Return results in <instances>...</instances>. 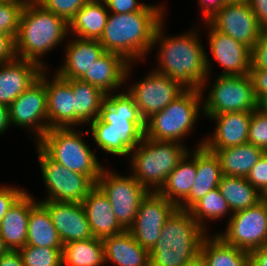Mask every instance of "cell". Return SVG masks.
Returning <instances> with one entry per match:
<instances>
[{"label":"cell","mask_w":267,"mask_h":266,"mask_svg":"<svg viewBox=\"0 0 267 266\" xmlns=\"http://www.w3.org/2000/svg\"><path fill=\"white\" fill-rule=\"evenodd\" d=\"M96 185L108 197L119 223L128 230L135 221L138 208L149 191L132 175L121 176L105 168L101 170Z\"/></svg>","instance_id":"9c48e42d"},{"label":"cell","mask_w":267,"mask_h":266,"mask_svg":"<svg viewBox=\"0 0 267 266\" xmlns=\"http://www.w3.org/2000/svg\"><path fill=\"white\" fill-rule=\"evenodd\" d=\"M48 211L63 244L94 237L82 203L39 201Z\"/></svg>","instance_id":"ac0fdd59"},{"label":"cell","mask_w":267,"mask_h":266,"mask_svg":"<svg viewBox=\"0 0 267 266\" xmlns=\"http://www.w3.org/2000/svg\"><path fill=\"white\" fill-rule=\"evenodd\" d=\"M163 6L146 4L140 11L109 13L98 40L107 52L122 55L128 62L144 60L151 49L157 27L163 21Z\"/></svg>","instance_id":"7a4b0ae2"},{"label":"cell","mask_w":267,"mask_h":266,"mask_svg":"<svg viewBox=\"0 0 267 266\" xmlns=\"http://www.w3.org/2000/svg\"><path fill=\"white\" fill-rule=\"evenodd\" d=\"M196 177L189 195L177 206L189 210L211 190L218 188L223 176L219 157L203 145L196 147Z\"/></svg>","instance_id":"603a6c76"},{"label":"cell","mask_w":267,"mask_h":266,"mask_svg":"<svg viewBox=\"0 0 267 266\" xmlns=\"http://www.w3.org/2000/svg\"><path fill=\"white\" fill-rule=\"evenodd\" d=\"M177 207L158 192H149L142 200L135 221L128 229L135 240L147 251H151L166 219Z\"/></svg>","instance_id":"9a60e30c"},{"label":"cell","mask_w":267,"mask_h":266,"mask_svg":"<svg viewBox=\"0 0 267 266\" xmlns=\"http://www.w3.org/2000/svg\"><path fill=\"white\" fill-rule=\"evenodd\" d=\"M69 32L66 20L45 10L35 0H27L15 37L16 58L33 61L46 69L42 56L62 43Z\"/></svg>","instance_id":"3957f363"},{"label":"cell","mask_w":267,"mask_h":266,"mask_svg":"<svg viewBox=\"0 0 267 266\" xmlns=\"http://www.w3.org/2000/svg\"><path fill=\"white\" fill-rule=\"evenodd\" d=\"M200 256L206 266H249V253L227 244L217 234L204 238Z\"/></svg>","instance_id":"1f68e13d"},{"label":"cell","mask_w":267,"mask_h":266,"mask_svg":"<svg viewBox=\"0 0 267 266\" xmlns=\"http://www.w3.org/2000/svg\"><path fill=\"white\" fill-rule=\"evenodd\" d=\"M72 90L74 95V127L89 124L100 115L102 103L105 101V93L97 87L72 79Z\"/></svg>","instance_id":"f546056e"},{"label":"cell","mask_w":267,"mask_h":266,"mask_svg":"<svg viewBox=\"0 0 267 266\" xmlns=\"http://www.w3.org/2000/svg\"><path fill=\"white\" fill-rule=\"evenodd\" d=\"M18 252L24 266H62V248L25 245Z\"/></svg>","instance_id":"74e56055"},{"label":"cell","mask_w":267,"mask_h":266,"mask_svg":"<svg viewBox=\"0 0 267 266\" xmlns=\"http://www.w3.org/2000/svg\"><path fill=\"white\" fill-rule=\"evenodd\" d=\"M207 236L188 210L176 208L166 219L158 241L149 252L150 266H183L200 256Z\"/></svg>","instance_id":"277c9868"},{"label":"cell","mask_w":267,"mask_h":266,"mask_svg":"<svg viewBox=\"0 0 267 266\" xmlns=\"http://www.w3.org/2000/svg\"><path fill=\"white\" fill-rule=\"evenodd\" d=\"M201 111L204 115L247 111L258 108V100L249 74L240 76L218 75L212 83Z\"/></svg>","instance_id":"ba28073f"},{"label":"cell","mask_w":267,"mask_h":266,"mask_svg":"<svg viewBox=\"0 0 267 266\" xmlns=\"http://www.w3.org/2000/svg\"><path fill=\"white\" fill-rule=\"evenodd\" d=\"M261 201H264L267 203V186L265 189L260 193Z\"/></svg>","instance_id":"6f0895ef"},{"label":"cell","mask_w":267,"mask_h":266,"mask_svg":"<svg viewBox=\"0 0 267 266\" xmlns=\"http://www.w3.org/2000/svg\"><path fill=\"white\" fill-rule=\"evenodd\" d=\"M88 3H105L107 0H86Z\"/></svg>","instance_id":"680465c9"},{"label":"cell","mask_w":267,"mask_h":266,"mask_svg":"<svg viewBox=\"0 0 267 266\" xmlns=\"http://www.w3.org/2000/svg\"><path fill=\"white\" fill-rule=\"evenodd\" d=\"M82 205L94 237L103 239L126 230L116 218L108 197L97 185L89 191Z\"/></svg>","instance_id":"cb8c5ba5"},{"label":"cell","mask_w":267,"mask_h":266,"mask_svg":"<svg viewBox=\"0 0 267 266\" xmlns=\"http://www.w3.org/2000/svg\"><path fill=\"white\" fill-rule=\"evenodd\" d=\"M27 0H0V31L14 39L18 33L20 16Z\"/></svg>","instance_id":"f35d334b"},{"label":"cell","mask_w":267,"mask_h":266,"mask_svg":"<svg viewBox=\"0 0 267 266\" xmlns=\"http://www.w3.org/2000/svg\"><path fill=\"white\" fill-rule=\"evenodd\" d=\"M7 251H8V248L4 244V241L2 240L1 235H0V256L3 255Z\"/></svg>","instance_id":"9f6ffc18"},{"label":"cell","mask_w":267,"mask_h":266,"mask_svg":"<svg viewBox=\"0 0 267 266\" xmlns=\"http://www.w3.org/2000/svg\"><path fill=\"white\" fill-rule=\"evenodd\" d=\"M105 264L116 266H150L149 251L144 249L129 230L102 239Z\"/></svg>","instance_id":"4316f807"},{"label":"cell","mask_w":267,"mask_h":266,"mask_svg":"<svg viewBox=\"0 0 267 266\" xmlns=\"http://www.w3.org/2000/svg\"><path fill=\"white\" fill-rule=\"evenodd\" d=\"M105 4L109 12L117 14L140 11L146 5L138 0H107Z\"/></svg>","instance_id":"f6af8a7d"},{"label":"cell","mask_w":267,"mask_h":266,"mask_svg":"<svg viewBox=\"0 0 267 266\" xmlns=\"http://www.w3.org/2000/svg\"><path fill=\"white\" fill-rule=\"evenodd\" d=\"M251 115L252 112L247 111L205 115L210 120L216 121V128L210 138L202 139L196 147L203 145L206 149L215 153L218 149L248 143Z\"/></svg>","instance_id":"ffe728a7"},{"label":"cell","mask_w":267,"mask_h":266,"mask_svg":"<svg viewBox=\"0 0 267 266\" xmlns=\"http://www.w3.org/2000/svg\"><path fill=\"white\" fill-rule=\"evenodd\" d=\"M224 233H218L227 244L248 253L267 244V203L231 214Z\"/></svg>","instance_id":"7c38bea8"},{"label":"cell","mask_w":267,"mask_h":266,"mask_svg":"<svg viewBox=\"0 0 267 266\" xmlns=\"http://www.w3.org/2000/svg\"><path fill=\"white\" fill-rule=\"evenodd\" d=\"M248 143L267 152V114L258 108L251 115Z\"/></svg>","instance_id":"ab89813d"},{"label":"cell","mask_w":267,"mask_h":266,"mask_svg":"<svg viewBox=\"0 0 267 266\" xmlns=\"http://www.w3.org/2000/svg\"><path fill=\"white\" fill-rule=\"evenodd\" d=\"M208 41L213 58L224 69L221 76H240L249 74L251 49L243 43L215 29L208 21Z\"/></svg>","instance_id":"e0dca14e"},{"label":"cell","mask_w":267,"mask_h":266,"mask_svg":"<svg viewBox=\"0 0 267 266\" xmlns=\"http://www.w3.org/2000/svg\"><path fill=\"white\" fill-rule=\"evenodd\" d=\"M45 10L53 12L68 23L76 13L87 3L86 0H35Z\"/></svg>","instance_id":"60d3db41"},{"label":"cell","mask_w":267,"mask_h":266,"mask_svg":"<svg viewBox=\"0 0 267 266\" xmlns=\"http://www.w3.org/2000/svg\"><path fill=\"white\" fill-rule=\"evenodd\" d=\"M260 28L267 31V0H251L249 2Z\"/></svg>","instance_id":"681fc988"},{"label":"cell","mask_w":267,"mask_h":266,"mask_svg":"<svg viewBox=\"0 0 267 266\" xmlns=\"http://www.w3.org/2000/svg\"><path fill=\"white\" fill-rule=\"evenodd\" d=\"M89 128L95 144L101 150L114 156H129L131 150L121 141L115 130L108 128L107 123L97 118L90 123Z\"/></svg>","instance_id":"8d00e7d4"},{"label":"cell","mask_w":267,"mask_h":266,"mask_svg":"<svg viewBox=\"0 0 267 266\" xmlns=\"http://www.w3.org/2000/svg\"><path fill=\"white\" fill-rule=\"evenodd\" d=\"M196 173L195 148L193 152L188 151L179 161L176 168L167 176L158 193L177 207L189 195Z\"/></svg>","instance_id":"83f0119b"},{"label":"cell","mask_w":267,"mask_h":266,"mask_svg":"<svg viewBox=\"0 0 267 266\" xmlns=\"http://www.w3.org/2000/svg\"><path fill=\"white\" fill-rule=\"evenodd\" d=\"M26 245L49 248L63 247L48 211L39 202L30 210Z\"/></svg>","instance_id":"d6a6232c"},{"label":"cell","mask_w":267,"mask_h":266,"mask_svg":"<svg viewBox=\"0 0 267 266\" xmlns=\"http://www.w3.org/2000/svg\"><path fill=\"white\" fill-rule=\"evenodd\" d=\"M15 58V39L0 31V63L11 62Z\"/></svg>","instance_id":"7dc6e473"},{"label":"cell","mask_w":267,"mask_h":266,"mask_svg":"<svg viewBox=\"0 0 267 266\" xmlns=\"http://www.w3.org/2000/svg\"><path fill=\"white\" fill-rule=\"evenodd\" d=\"M249 266H267V244L249 253Z\"/></svg>","instance_id":"f907efd6"},{"label":"cell","mask_w":267,"mask_h":266,"mask_svg":"<svg viewBox=\"0 0 267 266\" xmlns=\"http://www.w3.org/2000/svg\"><path fill=\"white\" fill-rule=\"evenodd\" d=\"M8 106L0 103V135L10 126Z\"/></svg>","instance_id":"f5cc1de1"},{"label":"cell","mask_w":267,"mask_h":266,"mask_svg":"<svg viewBox=\"0 0 267 266\" xmlns=\"http://www.w3.org/2000/svg\"><path fill=\"white\" fill-rule=\"evenodd\" d=\"M105 3H86L69 22V32L81 39L99 40L109 15Z\"/></svg>","instance_id":"4dcf8cb0"},{"label":"cell","mask_w":267,"mask_h":266,"mask_svg":"<svg viewBox=\"0 0 267 266\" xmlns=\"http://www.w3.org/2000/svg\"><path fill=\"white\" fill-rule=\"evenodd\" d=\"M27 191L6 212L0 223V235L8 250L26 245L30 210L39 202Z\"/></svg>","instance_id":"484cf974"},{"label":"cell","mask_w":267,"mask_h":266,"mask_svg":"<svg viewBox=\"0 0 267 266\" xmlns=\"http://www.w3.org/2000/svg\"><path fill=\"white\" fill-rule=\"evenodd\" d=\"M62 266H105L102 239L92 237L63 244Z\"/></svg>","instance_id":"836d02e7"},{"label":"cell","mask_w":267,"mask_h":266,"mask_svg":"<svg viewBox=\"0 0 267 266\" xmlns=\"http://www.w3.org/2000/svg\"><path fill=\"white\" fill-rule=\"evenodd\" d=\"M74 127H55L36 143L51 159L68 170L88 176L95 184L104 166Z\"/></svg>","instance_id":"8992f818"},{"label":"cell","mask_w":267,"mask_h":266,"mask_svg":"<svg viewBox=\"0 0 267 266\" xmlns=\"http://www.w3.org/2000/svg\"><path fill=\"white\" fill-rule=\"evenodd\" d=\"M98 118L115 130L130 150L135 149L144 138L145 120L127 91L106 94Z\"/></svg>","instance_id":"8fae6325"},{"label":"cell","mask_w":267,"mask_h":266,"mask_svg":"<svg viewBox=\"0 0 267 266\" xmlns=\"http://www.w3.org/2000/svg\"><path fill=\"white\" fill-rule=\"evenodd\" d=\"M204 22L209 21L230 0H198Z\"/></svg>","instance_id":"c3c4849f"},{"label":"cell","mask_w":267,"mask_h":266,"mask_svg":"<svg viewBox=\"0 0 267 266\" xmlns=\"http://www.w3.org/2000/svg\"><path fill=\"white\" fill-rule=\"evenodd\" d=\"M104 52L98 40L75 37L67 41L64 62L56 73L64 79H80Z\"/></svg>","instance_id":"d4e9b609"},{"label":"cell","mask_w":267,"mask_h":266,"mask_svg":"<svg viewBox=\"0 0 267 266\" xmlns=\"http://www.w3.org/2000/svg\"><path fill=\"white\" fill-rule=\"evenodd\" d=\"M26 192L14 186H0V223L6 212L15 204V202Z\"/></svg>","instance_id":"ee69618b"},{"label":"cell","mask_w":267,"mask_h":266,"mask_svg":"<svg viewBox=\"0 0 267 266\" xmlns=\"http://www.w3.org/2000/svg\"><path fill=\"white\" fill-rule=\"evenodd\" d=\"M183 266H206L204 260L199 256L197 259L184 264Z\"/></svg>","instance_id":"11a10c76"},{"label":"cell","mask_w":267,"mask_h":266,"mask_svg":"<svg viewBox=\"0 0 267 266\" xmlns=\"http://www.w3.org/2000/svg\"><path fill=\"white\" fill-rule=\"evenodd\" d=\"M251 0H230V2L249 3Z\"/></svg>","instance_id":"91938a15"},{"label":"cell","mask_w":267,"mask_h":266,"mask_svg":"<svg viewBox=\"0 0 267 266\" xmlns=\"http://www.w3.org/2000/svg\"><path fill=\"white\" fill-rule=\"evenodd\" d=\"M44 69L40 79L45 83L47 95L48 130L55 127L74 126V95L72 79H64L54 73L49 81Z\"/></svg>","instance_id":"d6986e66"},{"label":"cell","mask_w":267,"mask_h":266,"mask_svg":"<svg viewBox=\"0 0 267 266\" xmlns=\"http://www.w3.org/2000/svg\"><path fill=\"white\" fill-rule=\"evenodd\" d=\"M218 188L231 213L245 210L261 201L260 192L246 178L223 175Z\"/></svg>","instance_id":"e575fe53"},{"label":"cell","mask_w":267,"mask_h":266,"mask_svg":"<svg viewBox=\"0 0 267 266\" xmlns=\"http://www.w3.org/2000/svg\"><path fill=\"white\" fill-rule=\"evenodd\" d=\"M43 70L39 64L20 58L0 63V103L9 106L39 79Z\"/></svg>","instance_id":"7402d4cb"},{"label":"cell","mask_w":267,"mask_h":266,"mask_svg":"<svg viewBox=\"0 0 267 266\" xmlns=\"http://www.w3.org/2000/svg\"><path fill=\"white\" fill-rule=\"evenodd\" d=\"M208 22L250 49L263 32L249 3L228 2Z\"/></svg>","instance_id":"2e32d148"},{"label":"cell","mask_w":267,"mask_h":266,"mask_svg":"<svg viewBox=\"0 0 267 266\" xmlns=\"http://www.w3.org/2000/svg\"><path fill=\"white\" fill-rule=\"evenodd\" d=\"M130 65L122 55L105 51L79 80L110 94L128 80Z\"/></svg>","instance_id":"44dd1931"},{"label":"cell","mask_w":267,"mask_h":266,"mask_svg":"<svg viewBox=\"0 0 267 266\" xmlns=\"http://www.w3.org/2000/svg\"><path fill=\"white\" fill-rule=\"evenodd\" d=\"M37 157L48 197L42 201L82 203L96 185L88 176L68 170L51 159L38 145Z\"/></svg>","instance_id":"30bf717a"},{"label":"cell","mask_w":267,"mask_h":266,"mask_svg":"<svg viewBox=\"0 0 267 266\" xmlns=\"http://www.w3.org/2000/svg\"><path fill=\"white\" fill-rule=\"evenodd\" d=\"M202 95L204 93L200 89H185L168 106L145 121L144 136L152 140L183 143L180 140L192 133L203 108Z\"/></svg>","instance_id":"52a82bcc"},{"label":"cell","mask_w":267,"mask_h":266,"mask_svg":"<svg viewBox=\"0 0 267 266\" xmlns=\"http://www.w3.org/2000/svg\"><path fill=\"white\" fill-rule=\"evenodd\" d=\"M128 89L127 92L134 98L145 121L163 110L185 90L178 82L154 70Z\"/></svg>","instance_id":"4fadbf2b"},{"label":"cell","mask_w":267,"mask_h":266,"mask_svg":"<svg viewBox=\"0 0 267 266\" xmlns=\"http://www.w3.org/2000/svg\"><path fill=\"white\" fill-rule=\"evenodd\" d=\"M266 152L251 143L218 149L222 173L225 176L246 178L252 167Z\"/></svg>","instance_id":"f1b7e54d"},{"label":"cell","mask_w":267,"mask_h":266,"mask_svg":"<svg viewBox=\"0 0 267 266\" xmlns=\"http://www.w3.org/2000/svg\"><path fill=\"white\" fill-rule=\"evenodd\" d=\"M258 109L267 114V95L258 101Z\"/></svg>","instance_id":"db71d44e"},{"label":"cell","mask_w":267,"mask_h":266,"mask_svg":"<svg viewBox=\"0 0 267 266\" xmlns=\"http://www.w3.org/2000/svg\"><path fill=\"white\" fill-rule=\"evenodd\" d=\"M250 69H267V31L261 33L260 38L251 49Z\"/></svg>","instance_id":"7bdbcfd3"},{"label":"cell","mask_w":267,"mask_h":266,"mask_svg":"<svg viewBox=\"0 0 267 266\" xmlns=\"http://www.w3.org/2000/svg\"><path fill=\"white\" fill-rule=\"evenodd\" d=\"M11 125L33 130L36 143L48 130L45 83L39 78L9 106Z\"/></svg>","instance_id":"5bb4252c"},{"label":"cell","mask_w":267,"mask_h":266,"mask_svg":"<svg viewBox=\"0 0 267 266\" xmlns=\"http://www.w3.org/2000/svg\"><path fill=\"white\" fill-rule=\"evenodd\" d=\"M249 76L252 80L257 100L267 95V69H250Z\"/></svg>","instance_id":"bcb514c9"},{"label":"cell","mask_w":267,"mask_h":266,"mask_svg":"<svg viewBox=\"0 0 267 266\" xmlns=\"http://www.w3.org/2000/svg\"><path fill=\"white\" fill-rule=\"evenodd\" d=\"M0 266H24L18 250H8L0 256Z\"/></svg>","instance_id":"816d5d0a"},{"label":"cell","mask_w":267,"mask_h":266,"mask_svg":"<svg viewBox=\"0 0 267 266\" xmlns=\"http://www.w3.org/2000/svg\"><path fill=\"white\" fill-rule=\"evenodd\" d=\"M188 211L206 231V223H204V220L211 219L215 221L223 216L225 217L227 213L231 212V209L219 188H216L196 202Z\"/></svg>","instance_id":"d590c367"},{"label":"cell","mask_w":267,"mask_h":266,"mask_svg":"<svg viewBox=\"0 0 267 266\" xmlns=\"http://www.w3.org/2000/svg\"><path fill=\"white\" fill-rule=\"evenodd\" d=\"M184 144L144 138L130 151L132 176L149 192H158L189 151ZM152 187V189H151Z\"/></svg>","instance_id":"5b68a950"},{"label":"cell","mask_w":267,"mask_h":266,"mask_svg":"<svg viewBox=\"0 0 267 266\" xmlns=\"http://www.w3.org/2000/svg\"><path fill=\"white\" fill-rule=\"evenodd\" d=\"M164 22L157 27L152 43V46H159V62L154 71L167 75L185 89H200L203 93L212 63L196 34L199 31L193 29L168 37L163 33Z\"/></svg>","instance_id":"6da1fadb"},{"label":"cell","mask_w":267,"mask_h":266,"mask_svg":"<svg viewBox=\"0 0 267 266\" xmlns=\"http://www.w3.org/2000/svg\"><path fill=\"white\" fill-rule=\"evenodd\" d=\"M246 179L260 193L265 189L267 186V152L252 167Z\"/></svg>","instance_id":"b9f144b4"}]
</instances>
